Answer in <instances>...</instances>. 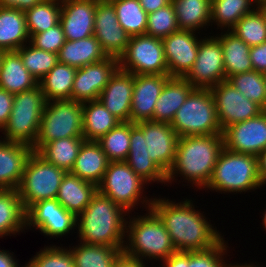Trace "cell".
<instances>
[{
    "label": "cell",
    "mask_w": 266,
    "mask_h": 267,
    "mask_svg": "<svg viewBox=\"0 0 266 267\" xmlns=\"http://www.w3.org/2000/svg\"><path fill=\"white\" fill-rule=\"evenodd\" d=\"M179 136L168 123L131 122L130 150L125 162L146 183L167 182Z\"/></svg>",
    "instance_id": "1"
},
{
    "label": "cell",
    "mask_w": 266,
    "mask_h": 267,
    "mask_svg": "<svg viewBox=\"0 0 266 267\" xmlns=\"http://www.w3.org/2000/svg\"><path fill=\"white\" fill-rule=\"evenodd\" d=\"M192 200L180 203L169 199H152L151 209L159 216L168 231L173 246L179 252L204 251L224 239L207 222L203 213L194 210Z\"/></svg>",
    "instance_id": "2"
},
{
    "label": "cell",
    "mask_w": 266,
    "mask_h": 267,
    "mask_svg": "<svg viewBox=\"0 0 266 267\" xmlns=\"http://www.w3.org/2000/svg\"><path fill=\"white\" fill-rule=\"evenodd\" d=\"M223 148V134L179 137L175 159L167 173V183L174 181L173 175L177 173L199 189L206 188Z\"/></svg>",
    "instance_id": "3"
},
{
    "label": "cell",
    "mask_w": 266,
    "mask_h": 267,
    "mask_svg": "<svg viewBox=\"0 0 266 267\" xmlns=\"http://www.w3.org/2000/svg\"><path fill=\"white\" fill-rule=\"evenodd\" d=\"M125 213L122 207L97 192L77 217L80 242L124 248L127 244L123 240L126 235Z\"/></svg>",
    "instance_id": "4"
},
{
    "label": "cell",
    "mask_w": 266,
    "mask_h": 267,
    "mask_svg": "<svg viewBox=\"0 0 266 267\" xmlns=\"http://www.w3.org/2000/svg\"><path fill=\"white\" fill-rule=\"evenodd\" d=\"M143 201L142 204L148 205L146 216L133 217L126 221V234L129 243L124 246V253L127 256L138 258L143 261L145 258L165 260L176 252L168 231L162 220L151 209V199ZM148 215V216H147ZM129 223V224H128ZM152 257V258H151Z\"/></svg>",
    "instance_id": "5"
},
{
    "label": "cell",
    "mask_w": 266,
    "mask_h": 267,
    "mask_svg": "<svg viewBox=\"0 0 266 267\" xmlns=\"http://www.w3.org/2000/svg\"><path fill=\"white\" fill-rule=\"evenodd\" d=\"M262 185L258 174L257 156L235 153L224 147L206 188L216 192L241 193L258 189Z\"/></svg>",
    "instance_id": "6"
},
{
    "label": "cell",
    "mask_w": 266,
    "mask_h": 267,
    "mask_svg": "<svg viewBox=\"0 0 266 267\" xmlns=\"http://www.w3.org/2000/svg\"><path fill=\"white\" fill-rule=\"evenodd\" d=\"M170 125L179 137L222 134L210 89L195 88Z\"/></svg>",
    "instance_id": "7"
},
{
    "label": "cell",
    "mask_w": 266,
    "mask_h": 267,
    "mask_svg": "<svg viewBox=\"0 0 266 267\" xmlns=\"http://www.w3.org/2000/svg\"><path fill=\"white\" fill-rule=\"evenodd\" d=\"M46 102L39 85L31 90L14 94L11 114L2 129L5 135L3 139L33 147Z\"/></svg>",
    "instance_id": "8"
},
{
    "label": "cell",
    "mask_w": 266,
    "mask_h": 267,
    "mask_svg": "<svg viewBox=\"0 0 266 267\" xmlns=\"http://www.w3.org/2000/svg\"><path fill=\"white\" fill-rule=\"evenodd\" d=\"M82 109V102L71 99L46 102L33 151L52 140L83 138Z\"/></svg>",
    "instance_id": "9"
},
{
    "label": "cell",
    "mask_w": 266,
    "mask_h": 267,
    "mask_svg": "<svg viewBox=\"0 0 266 267\" xmlns=\"http://www.w3.org/2000/svg\"><path fill=\"white\" fill-rule=\"evenodd\" d=\"M66 173L33 151L27 160L17 189L24 209L27 211L38 201L56 198Z\"/></svg>",
    "instance_id": "10"
},
{
    "label": "cell",
    "mask_w": 266,
    "mask_h": 267,
    "mask_svg": "<svg viewBox=\"0 0 266 267\" xmlns=\"http://www.w3.org/2000/svg\"><path fill=\"white\" fill-rule=\"evenodd\" d=\"M118 61L119 69L134 75H169L163 42L157 37L146 34L131 36Z\"/></svg>",
    "instance_id": "11"
},
{
    "label": "cell",
    "mask_w": 266,
    "mask_h": 267,
    "mask_svg": "<svg viewBox=\"0 0 266 267\" xmlns=\"http://www.w3.org/2000/svg\"><path fill=\"white\" fill-rule=\"evenodd\" d=\"M144 184L125 161H111L97 189L129 213L141 200Z\"/></svg>",
    "instance_id": "12"
},
{
    "label": "cell",
    "mask_w": 266,
    "mask_h": 267,
    "mask_svg": "<svg viewBox=\"0 0 266 267\" xmlns=\"http://www.w3.org/2000/svg\"><path fill=\"white\" fill-rule=\"evenodd\" d=\"M194 88L210 89L226 80L223 51L218 37L201 39L197 58L184 77Z\"/></svg>",
    "instance_id": "13"
},
{
    "label": "cell",
    "mask_w": 266,
    "mask_h": 267,
    "mask_svg": "<svg viewBox=\"0 0 266 267\" xmlns=\"http://www.w3.org/2000/svg\"><path fill=\"white\" fill-rule=\"evenodd\" d=\"M222 132L229 126L256 117L264 109L238 91L227 80L210 88Z\"/></svg>",
    "instance_id": "14"
},
{
    "label": "cell",
    "mask_w": 266,
    "mask_h": 267,
    "mask_svg": "<svg viewBox=\"0 0 266 267\" xmlns=\"http://www.w3.org/2000/svg\"><path fill=\"white\" fill-rule=\"evenodd\" d=\"M26 226L36 227L51 237H62L77 227V217L55 198L38 201L26 211Z\"/></svg>",
    "instance_id": "15"
},
{
    "label": "cell",
    "mask_w": 266,
    "mask_h": 267,
    "mask_svg": "<svg viewBox=\"0 0 266 267\" xmlns=\"http://www.w3.org/2000/svg\"><path fill=\"white\" fill-rule=\"evenodd\" d=\"M119 69L118 58L108 56L102 61L78 68L71 92V100H98L101 92Z\"/></svg>",
    "instance_id": "16"
},
{
    "label": "cell",
    "mask_w": 266,
    "mask_h": 267,
    "mask_svg": "<svg viewBox=\"0 0 266 267\" xmlns=\"http://www.w3.org/2000/svg\"><path fill=\"white\" fill-rule=\"evenodd\" d=\"M224 147L235 153L257 156L266 149V110L223 131Z\"/></svg>",
    "instance_id": "17"
},
{
    "label": "cell",
    "mask_w": 266,
    "mask_h": 267,
    "mask_svg": "<svg viewBox=\"0 0 266 267\" xmlns=\"http://www.w3.org/2000/svg\"><path fill=\"white\" fill-rule=\"evenodd\" d=\"M94 36L107 56L119 59L128 46L130 36L120 26L115 7L109 0H97Z\"/></svg>",
    "instance_id": "18"
},
{
    "label": "cell",
    "mask_w": 266,
    "mask_h": 267,
    "mask_svg": "<svg viewBox=\"0 0 266 267\" xmlns=\"http://www.w3.org/2000/svg\"><path fill=\"white\" fill-rule=\"evenodd\" d=\"M194 33L178 30L161 39L170 77L184 78L191 70L197 58L200 42Z\"/></svg>",
    "instance_id": "19"
},
{
    "label": "cell",
    "mask_w": 266,
    "mask_h": 267,
    "mask_svg": "<svg viewBox=\"0 0 266 267\" xmlns=\"http://www.w3.org/2000/svg\"><path fill=\"white\" fill-rule=\"evenodd\" d=\"M97 0H61L60 24L66 40L94 35Z\"/></svg>",
    "instance_id": "20"
},
{
    "label": "cell",
    "mask_w": 266,
    "mask_h": 267,
    "mask_svg": "<svg viewBox=\"0 0 266 267\" xmlns=\"http://www.w3.org/2000/svg\"><path fill=\"white\" fill-rule=\"evenodd\" d=\"M169 75H134L131 101V122L153 121V111Z\"/></svg>",
    "instance_id": "21"
},
{
    "label": "cell",
    "mask_w": 266,
    "mask_h": 267,
    "mask_svg": "<svg viewBox=\"0 0 266 267\" xmlns=\"http://www.w3.org/2000/svg\"><path fill=\"white\" fill-rule=\"evenodd\" d=\"M134 74L118 69L99 96L105 108L120 122H131Z\"/></svg>",
    "instance_id": "22"
},
{
    "label": "cell",
    "mask_w": 266,
    "mask_h": 267,
    "mask_svg": "<svg viewBox=\"0 0 266 267\" xmlns=\"http://www.w3.org/2000/svg\"><path fill=\"white\" fill-rule=\"evenodd\" d=\"M33 148L21 142L0 140V190H17Z\"/></svg>",
    "instance_id": "23"
},
{
    "label": "cell",
    "mask_w": 266,
    "mask_h": 267,
    "mask_svg": "<svg viewBox=\"0 0 266 267\" xmlns=\"http://www.w3.org/2000/svg\"><path fill=\"white\" fill-rule=\"evenodd\" d=\"M194 89L185 78L171 77L156 101L153 121L171 124L176 112Z\"/></svg>",
    "instance_id": "24"
},
{
    "label": "cell",
    "mask_w": 266,
    "mask_h": 267,
    "mask_svg": "<svg viewBox=\"0 0 266 267\" xmlns=\"http://www.w3.org/2000/svg\"><path fill=\"white\" fill-rule=\"evenodd\" d=\"M97 192L96 184L67 172L59 186L55 199L67 211L78 217Z\"/></svg>",
    "instance_id": "25"
},
{
    "label": "cell",
    "mask_w": 266,
    "mask_h": 267,
    "mask_svg": "<svg viewBox=\"0 0 266 267\" xmlns=\"http://www.w3.org/2000/svg\"><path fill=\"white\" fill-rule=\"evenodd\" d=\"M109 160L97 141H85L77 155L71 174L98 185L108 167Z\"/></svg>",
    "instance_id": "26"
},
{
    "label": "cell",
    "mask_w": 266,
    "mask_h": 267,
    "mask_svg": "<svg viewBox=\"0 0 266 267\" xmlns=\"http://www.w3.org/2000/svg\"><path fill=\"white\" fill-rule=\"evenodd\" d=\"M38 85V81L23 65L17 51H3L0 65V87L9 93L17 94L31 90Z\"/></svg>",
    "instance_id": "27"
},
{
    "label": "cell",
    "mask_w": 266,
    "mask_h": 267,
    "mask_svg": "<svg viewBox=\"0 0 266 267\" xmlns=\"http://www.w3.org/2000/svg\"><path fill=\"white\" fill-rule=\"evenodd\" d=\"M108 57L94 35L80 40H66L58 53V62L76 69Z\"/></svg>",
    "instance_id": "28"
},
{
    "label": "cell",
    "mask_w": 266,
    "mask_h": 267,
    "mask_svg": "<svg viewBox=\"0 0 266 267\" xmlns=\"http://www.w3.org/2000/svg\"><path fill=\"white\" fill-rule=\"evenodd\" d=\"M30 41L25 13L14 8L0 7V50L17 51Z\"/></svg>",
    "instance_id": "29"
},
{
    "label": "cell",
    "mask_w": 266,
    "mask_h": 267,
    "mask_svg": "<svg viewBox=\"0 0 266 267\" xmlns=\"http://www.w3.org/2000/svg\"><path fill=\"white\" fill-rule=\"evenodd\" d=\"M223 51L224 70L226 80L235 74L249 72L253 70L250 60V49L242 39L231 30L225 34L217 36Z\"/></svg>",
    "instance_id": "30"
},
{
    "label": "cell",
    "mask_w": 266,
    "mask_h": 267,
    "mask_svg": "<svg viewBox=\"0 0 266 267\" xmlns=\"http://www.w3.org/2000/svg\"><path fill=\"white\" fill-rule=\"evenodd\" d=\"M82 105L83 138L85 141H98L121 123L99 99L83 102Z\"/></svg>",
    "instance_id": "31"
},
{
    "label": "cell",
    "mask_w": 266,
    "mask_h": 267,
    "mask_svg": "<svg viewBox=\"0 0 266 267\" xmlns=\"http://www.w3.org/2000/svg\"><path fill=\"white\" fill-rule=\"evenodd\" d=\"M26 226V210L15 189L0 190V238L22 232Z\"/></svg>",
    "instance_id": "32"
},
{
    "label": "cell",
    "mask_w": 266,
    "mask_h": 267,
    "mask_svg": "<svg viewBox=\"0 0 266 267\" xmlns=\"http://www.w3.org/2000/svg\"><path fill=\"white\" fill-rule=\"evenodd\" d=\"M77 69L58 62L40 81L47 102L71 99V92Z\"/></svg>",
    "instance_id": "33"
},
{
    "label": "cell",
    "mask_w": 266,
    "mask_h": 267,
    "mask_svg": "<svg viewBox=\"0 0 266 267\" xmlns=\"http://www.w3.org/2000/svg\"><path fill=\"white\" fill-rule=\"evenodd\" d=\"M180 30L196 31L210 25L211 0H171Z\"/></svg>",
    "instance_id": "34"
},
{
    "label": "cell",
    "mask_w": 266,
    "mask_h": 267,
    "mask_svg": "<svg viewBox=\"0 0 266 267\" xmlns=\"http://www.w3.org/2000/svg\"><path fill=\"white\" fill-rule=\"evenodd\" d=\"M84 138H63L44 144L36 153L45 161L71 172Z\"/></svg>",
    "instance_id": "35"
},
{
    "label": "cell",
    "mask_w": 266,
    "mask_h": 267,
    "mask_svg": "<svg viewBox=\"0 0 266 267\" xmlns=\"http://www.w3.org/2000/svg\"><path fill=\"white\" fill-rule=\"evenodd\" d=\"M123 249L81 242L70 251L75 267H114L116 260L124 253Z\"/></svg>",
    "instance_id": "36"
},
{
    "label": "cell",
    "mask_w": 266,
    "mask_h": 267,
    "mask_svg": "<svg viewBox=\"0 0 266 267\" xmlns=\"http://www.w3.org/2000/svg\"><path fill=\"white\" fill-rule=\"evenodd\" d=\"M24 13L27 31L31 37L60 23L61 0H45Z\"/></svg>",
    "instance_id": "37"
},
{
    "label": "cell",
    "mask_w": 266,
    "mask_h": 267,
    "mask_svg": "<svg viewBox=\"0 0 266 267\" xmlns=\"http://www.w3.org/2000/svg\"><path fill=\"white\" fill-rule=\"evenodd\" d=\"M116 10L120 26L131 36L146 33L148 14L138 0H109Z\"/></svg>",
    "instance_id": "38"
},
{
    "label": "cell",
    "mask_w": 266,
    "mask_h": 267,
    "mask_svg": "<svg viewBox=\"0 0 266 267\" xmlns=\"http://www.w3.org/2000/svg\"><path fill=\"white\" fill-rule=\"evenodd\" d=\"M253 2L255 3L254 0H211V22H217L222 29L228 26L230 31L244 15L255 10L251 7Z\"/></svg>",
    "instance_id": "39"
},
{
    "label": "cell",
    "mask_w": 266,
    "mask_h": 267,
    "mask_svg": "<svg viewBox=\"0 0 266 267\" xmlns=\"http://www.w3.org/2000/svg\"><path fill=\"white\" fill-rule=\"evenodd\" d=\"M130 131L131 122H121L97 141L110 162L127 159L130 150Z\"/></svg>",
    "instance_id": "40"
},
{
    "label": "cell",
    "mask_w": 266,
    "mask_h": 267,
    "mask_svg": "<svg viewBox=\"0 0 266 267\" xmlns=\"http://www.w3.org/2000/svg\"><path fill=\"white\" fill-rule=\"evenodd\" d=\"M227 81L242 95L266 110V86L263 73L255 70L230 76Z\"/></svg>",
    "instance_id": "41"
},
{
    "label": "cell",
    "mask_w": 266,
    "mask_h": 267,
    "mask_svg": "<svg viewBox=\"0 0 266 267\" xmlns=\"http://www.w3.org/2000/svg\"><path fill=\"white\" fill-rule=\"evenodd\" d=\"M240 39L250 47L266 41V19L259 8L244 15L231 29Z\"/></svg>",
    "instance_id": "42"
},
{
    "label": "cell",
    "mask_w": 266,
    "mask_h": 267,
    "mask_svg": "<svg viewBox=\"0 0 266 267\" xmlns=\"http://www.w3.org/2000/svg\"><path fill=\"white\" fill-rule=\"evenodd\" d=\"M17 52L23 65L37 81H40L58 63V54L37 49L30 43L28 46L25 44L19 48Z\"/></svg>",
    "instance_id": "43"
},
{
    "label": "cell",
    "mask_w": 266,
    "mask_h": 267,
    "mask_svg": "<svg viewBox=\"0 0 266 267\" xmlns=\"http://www.w3.org/2000/svg\"><path fill=\"white\" fill-rule=\"evenodd\" d=\"M178 30L180 29L172 3L148 13L146 35L162 39Z\"/></svg>",
    "instance_id": "44"
},
{
    "label": "cell",
    "mask_w": 266,
    "mask_h": 267,
    "mask_svg": "<svg viewBox=\"0 0 266 267\" xmlns=\"http://www.w3.org/2000/svg\"><path fill=\"white\" fill-rule=\"evenodd\" d=\"M27 267H75L70 249L50 246L44 247L30 259Z\"/></svg>",
    "instance_id": "45"
},
{
    "label": "cell",
    "mask_w": 266,
    "mask_h": 267,
    "mask_svg": "<svg viewBox=\"0 0 266 267\" xmlns=\"http://www.w3.org/2000/svg\"><path fill=\"white\" fill-rule=\"evenodd\" d=\"M224 244L225 241L222 239L210 249L188 252V267H228L222 258L227 253V247Z\"/></svg>",
    "instance_id": "46"
},
{
    "label": "cell",
    "mask_w": 266,
    "mask_h": 267,
    "mask_svg": "<svg viewBox=\"0 0 266 267\" xmlns=\"http://www.w3.org/2000/svg\"><path fill=\"white\" fill-rule=\"evenodd\" d=\"M65 42V34L60 23L45 32L33 34L29 41L37 49L56 54L59 53Z\"/></svg>",
    "instance_id": "47"
},
{
    "label": "cell",
    "mask_w": 266,
    "mask_h": 267,
    "mask_svg": "<svg viewBox=\"0 0 266 267\" xmlns=\"http://www.w3.org/2000/svg\"><path fill=\"white\" fill-rule=\"evenodd\" d=\"M250 60L253 70L266 74V41L251 47Z\"/></svg>",
    "instance_id": "48"
},
{
    "label": "cell",
    "mask_w": 266,
    "mask_h": 267,
    "mask_svg": "<svg viewBox=\"0 0 266 267\" xmlns=\"http://www.w3.org/2000/svg\"><path fill=\"white\" fill-rule=\"evenodd\" d=\"M14 94L0 87V130L8 122L13 108Z\"/></svg>",
    "instance_id": "49"
},
{
    "label": "cell",
    "mask_w": 266,
    "mask_h": 267,
    "mask_svg": "<svg viewBox=\"0 0 266 267\" xmlns=\"http://www.w3.org/2000/svg\"><path fill=\"white\" fill-rule=\"evenodd\" d=\"M45 0H0V7L14 8L25 12Z\"/></svg>",
    "instance_id": "50"
},
{
    "label": "cell",
    "mask_w": 266,
    "mask_h": 267,
    "mask_svg": "<svg viewBox=\"0 0 266 267\" xmlns=\"http://www.w3.org/2000/svg\"><path fill=\"white\" fill-rule=\"evenodd\" d=\"M162 267H188V252L176 251L163 260Z\"/></svg>",
    "instance_id": "51"
},
{
    "label": "cell",
    "mask_w": 266,
    "mask_h": 267,
    "mask_svg": "<svg viewBox=\"0 0 266 267\" xmlns=\"http://www.w3.org/2000/svg\"><path fill=\"white\" fill-rule=\"evenodd\" d=\"M146 13L154 12L164 8L171 3V0H138Z\"/></svg>",
    "instance_id": "52"
},
{
    "label": "cell",
    "mask_w": 266,
    "mask_h": 267,
    "mask_svg": "<svg viewBox=\"0 0 266 267\" xmlns=\"http://www.w3.org/2000/svg\"><path fill=\"white\" fill-rule=\"evenodd\" d=\"M114 267H145V264L141 259L127 256L123 253L115 263Z\"/></svg>",
    "instance_id": "53"
},
{
    "label": "cell",
    "mask_w": 266,
    "mask_h": 267,
    "mask_svg": "<svg viewBox=\"0 0 266 267\" xmlns=\"http://www.w3.org/2000/svg\"><path fill=\"white\" fill-rule=\"evenodd\" d=\"M258 174L262 184H266V149L257 155Z\"/></svg>",
    "instance_id": "54"
},
{
    "label": "cell",
    "mask_w": 266,
    "mask_h": 267,
    "mask_svg": "<svg viewBox=\"0 0 266 267\" xmlns=\"http://www.w3.org/2000/svg\"><path fill=\"white\" fill-rule=\"evenodd\" d=\"M0 267H18L17 260L9 251L0 250Z\"/></svg>",
    "instance_id": "55"
},
{
    "label": "cell",
    "mask_w": 266,
    "mask_h": 267,
    "mask_svg": "<svg viewBox=\"0 0 266 267\" xmlns=\"http://www.w3.org/2000/svg\"><path fill=\"white\" fill-rule=\"evenodd\" d=\"M254 1L257 5V8L266 6V0H254Z\"/></svg>",
    "instance_id": "56"
},
{
    "label": "cell",
    "mask_w": 266,
    "mask_h": 267,
    "mask_svg": "<svg viewBox=\"0 0 266 267\" xmlns=\"http://www.w3.org/2000/svg\"><path fill=\"white\" fill-rule=\"evenodd\" d=\"M228 267H257V266H254L253 264L250 265V264L245 263V265H243V264L238 265L237 264V265H232V266H231V264H229Z\"/></svg>",
    "instance_id": "57"
},
{
    "label": "cell",
    "mask_w": 266,
    "mask_h": 267,
    "mask_svg": "<svg viewBox=\"0 0 266 267\" xmlns=\"http://www.w3.org/2000/svg\"><path fill=\"white\" fill-rule=\"evenodd\" d=\"M259 9L262 11V13L264 14V17L266 19V6L259 7Z\"/></svg>",
    "instance_id": "58"
},
{
    "label": "cell",
    "mask_w": 266,
    "mask_h": 267,
    "mask_svg": "<svg viewBox=\"0 0 266 267\" xmlns=\"http://www.w3.org/2000/svg\"><path fill=\"white\" fill-rule=\"evenodd\" d=\"M262 221H263L264 228L266 230V211L264 213V217H263Z\"/></svg>",
    "instance_id": "59"
},
{
    "label": "cell",
    "mask_w": 266,
    "mask_h": 267,
    "mask_svg": "<svg viewBox=\"0 0 266 267\" xmlns=\"http://www.w3.org/2000/svg\"><path fill=\"white\" fill-rule=\"evenodd\" d=\"M2 54H3V51L0 50V65H1V60H2Z\"/></svg>",
    "instance_id": "60"
},
{
    "label": "cell",
    "mask_w": 266,
    "mask_h": 267,
    "mask_svg": "<svg viewBox=\"0 0 266 267\" xmlns=\"http://www.w3.org/2000/svg\"><path fill=\"white\" fill-rule=\"evenodd\" d=\"M264 78H265V86H266V74H264ZM266 89V88H265Z\"/></svg>",
    "instance_id": "61"
}]
</instances>
